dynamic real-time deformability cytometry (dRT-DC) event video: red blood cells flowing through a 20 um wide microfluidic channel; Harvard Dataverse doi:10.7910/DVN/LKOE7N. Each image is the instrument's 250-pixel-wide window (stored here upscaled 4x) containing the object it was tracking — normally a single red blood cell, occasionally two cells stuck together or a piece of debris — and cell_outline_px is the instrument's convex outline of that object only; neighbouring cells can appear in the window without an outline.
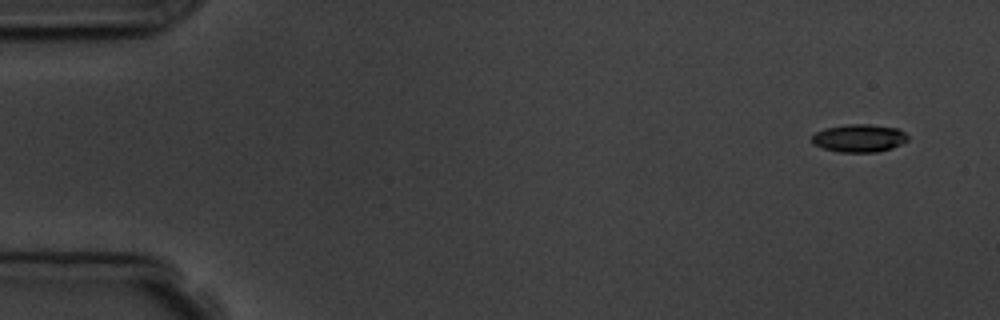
{"species": "common noctule bat (a hibernating species)", "species_latin": "Nyctalus noctula", "temperature_condition": "room temperature", "stored_images_in_passage": 4, "camera_frame_rate_fps": 3000, "um_per_image_px": 0.085, "animal": {"sex": "male", "body_mass_g": 19.5, "forearm_length_mm": 54.6}, "frame": {"image": 1, "passage_image": 1, "time_ms": 0.0, "image_size_px": [1000, 320], "cell_outline_px": [[908, 140], [892, 148], [876, 152], [840, 152], [824, 148], [812, 144], [812, 136], [816, 132], [824, 128], [844, 124], [868, 124], [896, 128], [904, 132], [908, 136]], "centroid_in_image_um": [73.0, 11.74], "position_along_channel_um": 12.0, "area_um2": 15.55}}
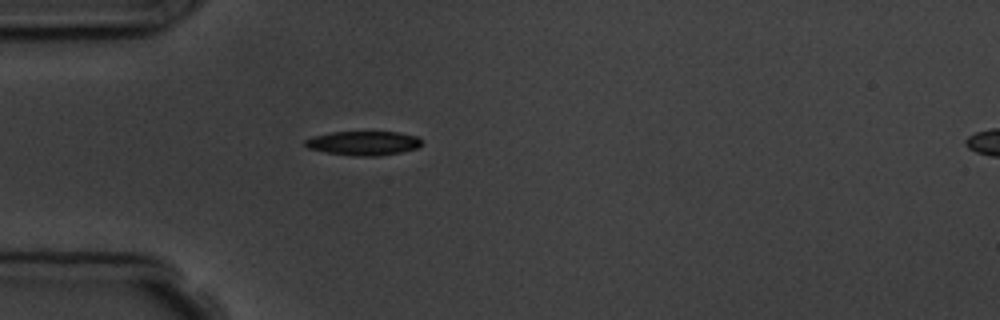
{"frame": {"image": 2, "passage_image": 4, "time_ms": 4.333, "image_size_px": [1000, 320], "cell_outline_px": [[420, 144], [416, 148], [400, 152], [376, 156], [356, 156], [328, 152], [308, 148], [304, 144], [304, 140], [312, 136], [332, 132], [400, 132], [416, 136], [420, 140]], "centroid_in_image_um": [30.86, 12.16], "position_along_channel_um": 54.1, "area_um2": 16.18}}